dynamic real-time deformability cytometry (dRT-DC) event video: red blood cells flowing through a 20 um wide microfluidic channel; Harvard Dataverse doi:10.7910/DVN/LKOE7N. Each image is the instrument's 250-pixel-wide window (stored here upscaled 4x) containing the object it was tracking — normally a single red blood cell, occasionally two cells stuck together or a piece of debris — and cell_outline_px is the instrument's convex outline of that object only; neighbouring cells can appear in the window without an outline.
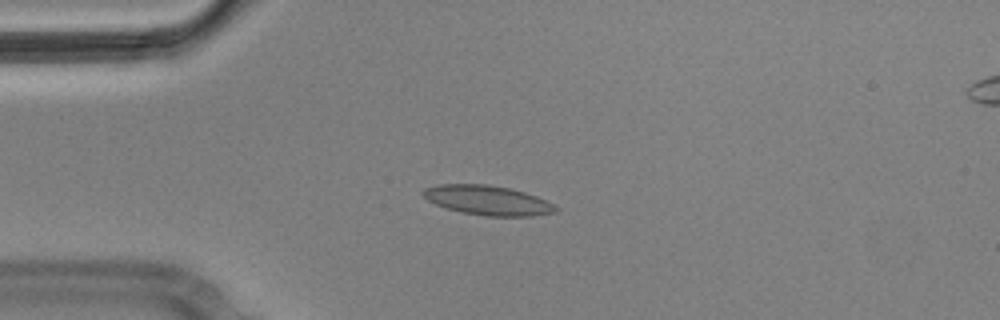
{"species": "Egyptian fruit bat (a non-hibernating species)", "species_latin": "Rousettus aegyptiacus", "temperature_condition": "cold", "stored_images_in_passage": 7, "camera_frame_rate_fps": 3000, "um_per_image_px": 0.085, "animal": {"sex": "male"}, "frame": {"image": 1, "passage_image": 4, "time_ms": 1.0, "image_size_px": [1000, 320], "cell_outline_px": [[556, 212], [532, 216], [484, 216], [464, 212], [448, 208], [436, 204], [428, 200], [420, 192], [424, 188], [440, 184], [488, 184], [508, 188], [524, 192], [536, 196], [552, 204], [556, 208]], "centroid_in_image_um": [41.42, 17.02], "position_along_channel_um": 43.6, "area_um2": 22.54}}